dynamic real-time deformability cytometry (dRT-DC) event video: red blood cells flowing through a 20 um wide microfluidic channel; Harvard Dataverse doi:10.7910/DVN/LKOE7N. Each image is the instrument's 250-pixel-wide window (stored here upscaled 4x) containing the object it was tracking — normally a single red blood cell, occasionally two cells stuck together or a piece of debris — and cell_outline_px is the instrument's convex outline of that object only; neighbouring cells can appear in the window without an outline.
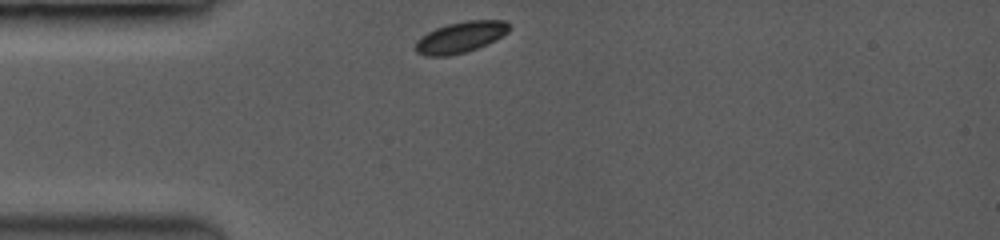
{"species": "common noctule bat (a hibernating species)", "species_latin": "Nyctalus noctula", "temperature_condition": "room temperature", "stored_images_in_passage": 36, "camera_frame_rate_fps": 3500, "um_per_image_px": 0.085, "animal": {"sex": "female", "body_mass_g": 19.0, "forearm_length_mm": 53.3}, "frame": {"image": 1, "passage_image": 1, "time_ms": 0.0, "image_size_px": [1000, 240], "cell_outline_px": [[512, 24], [508, 32], [476, 48], [464, 52], [444, 56], [428, 56], [416, 52], [416, 40], [420, 36], [436, 28], [448, 24], [464, 20], [504, 20]], "centroid_in_image_um": [39.13, 3.14], "position_along_channel_um": 45.9, "area_um2": 16.7}}
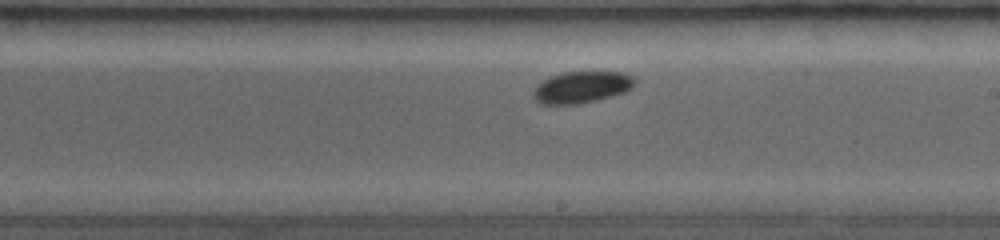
{"frame": {"image": 2, "passage_image": 19, "time_ms": 5.429, "image_size_px": [1000, 240], "cell_outline_px": [[636, 84], [624, 92], [576, 104], [544, 104], [536, 100], [532, 92], [544, 80], [552, 76], [564, 72], [624, 72], [636, 76]], "centroid_in_image_um": [49.49, 7.39], "position_along_channel_um": 239.5, "area_um2": 18.32}}
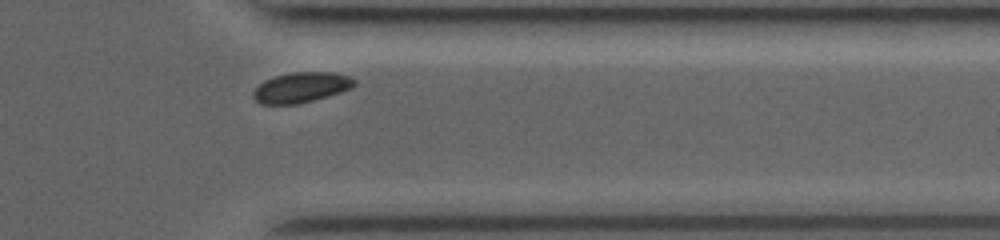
{"frame": {"image": 3, "passage_image": 32, "time_ms": 9.143, "image_size_px": [1000, 240], "cell_outline_px": [[356, 84], [340, 92], [328, 96], [296, 104], [260, 104], [252, 96], [252, 92], [260, 84], [276, 76], [292, 72], [328, 72], [348, 76], [356, 80]], "centroid_in_image_um": [25.58, 7.43], "position_along_channel_um": 385.8, "area_um2": 17.46}}